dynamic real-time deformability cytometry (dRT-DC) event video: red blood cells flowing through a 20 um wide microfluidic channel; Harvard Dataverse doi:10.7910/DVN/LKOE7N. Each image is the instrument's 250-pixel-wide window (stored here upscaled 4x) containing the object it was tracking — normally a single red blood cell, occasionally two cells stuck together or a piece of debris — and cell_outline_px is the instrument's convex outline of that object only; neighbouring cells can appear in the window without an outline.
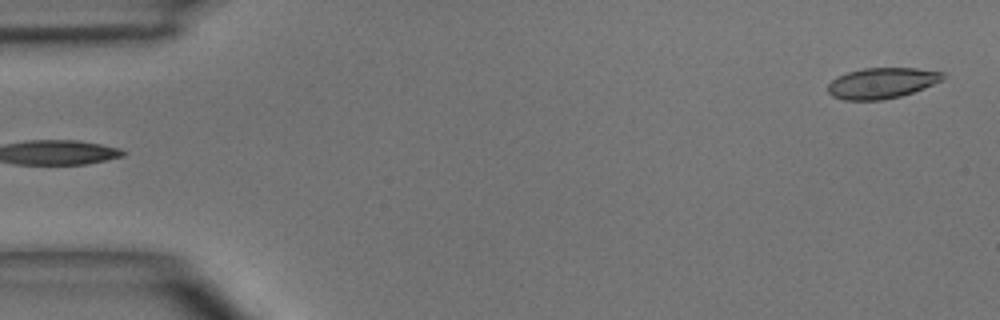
{"species": "common noctule bat (a hibernating species)", "species_latin": "Nyctalus noctula", "temperature_condition": "room temperature", "stored_images_in_passage": 4, "segment_of_instrument_passage": [2, 2], "camera_frame_rate_fps": 3000, "um_per_image_px": 0.085, "animal": {"sex": "male", "body_mass_g": 15.6}, "frame": {"image": 1, "passage_image": 4, "time_ms": 3.333, "image_size_px": [1000, 320], "cell_outline_px": [[944, 80], [924, 88], [900, 96], [880, 100], [844, 100], [832, 96], [828, 92], [828, 84], [836, 76], [848, 72], [864, 68], [916, 68], [944, 72]], "centroid_in_image_um": [74.95, 7.06], "position_along_channel_um": 10.0, "area_um2": 20.63}}